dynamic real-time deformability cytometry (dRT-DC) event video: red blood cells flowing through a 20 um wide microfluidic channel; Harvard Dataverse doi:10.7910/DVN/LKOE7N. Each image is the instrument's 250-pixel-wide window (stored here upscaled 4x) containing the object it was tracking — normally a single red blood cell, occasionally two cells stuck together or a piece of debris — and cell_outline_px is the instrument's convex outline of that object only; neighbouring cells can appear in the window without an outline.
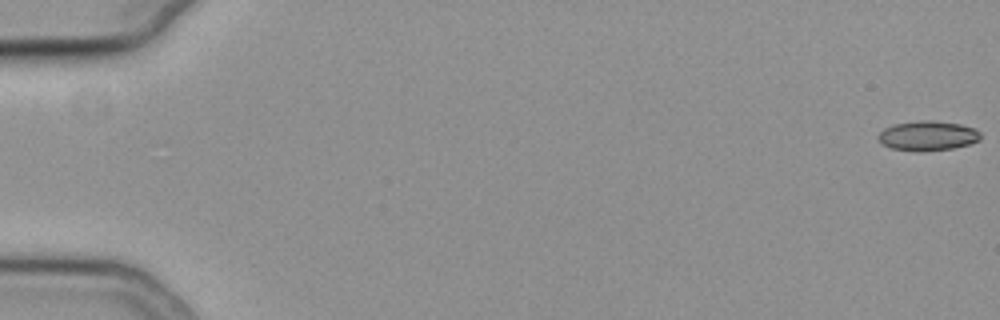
{"species": "common noctule bat (a hibernating species)", "species_latin": "Nyctalus noctula", "temperature_condition": "cold", "stored_images_in_passage": 55, "camera_frame_rate_fps": 3000, "um_per_image_px": 0.085, "animal": {"sex": "female", "body_mass_g": 19.3, "forearm_length_mm": 54.1}, "frame": {"image": 1, "passage_image": 1, "time_ms": 0.0, "image_size_px": [1000, 320], "cell_outline_px": [[980, 140], [968, 144], [952, 148], [892, 148], [880, 144], [876, 136], [884, 128], [892, 124], [924, 120], [932, 120], [960, 124], [972, 128], [980, 132]], "centroid_in_image_um": [78.83, 11.48], "position_along_channel_um": 6.2, "area_um2": 16.88}}
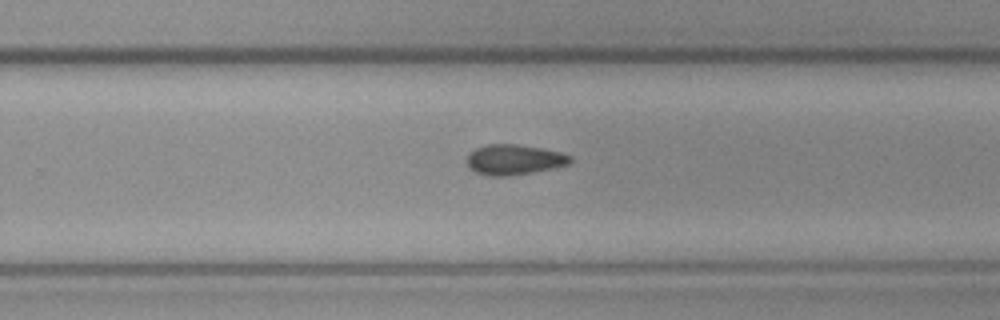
{"frame": {"image": 2, "passage_image": 37, "time_ms": 12.0, "image_size_px": [1000, 320], "cell_outline_px": [[572, 160], [568, 164], [552, 168], [512, 176], [488, 176], [476, 172], [468, 168], [468, 152], [476, 148], [488, 144], [516, 144], [540, 148], [560, 152], [572, 156]], "centroid_in_image_um": [43.67, 13.57], "position_along_channel_um": 286.1, "area_um2": 18.21}}
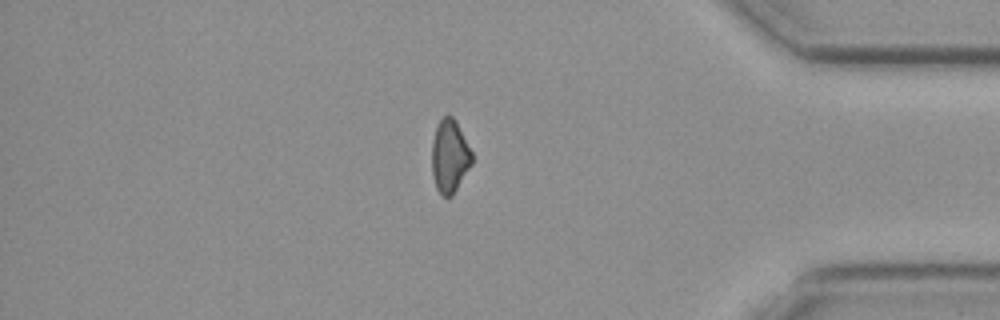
{"frame": {"image": 3, "passage_image": 48, "time_ms": 15.667, "image_size_px": [1000, 320], "cell_outline_px": [[472, 164], [452, 196], [444, 196], [436, 188], [432, 172], [432, 140], [436, 128], [440, 120], [448, 112], [456, 120], [472, 152]], "centroid_in_image_um": [38.22, 13.25], "position_along_channel_um": 397.0, "area_um2": 17.05}}